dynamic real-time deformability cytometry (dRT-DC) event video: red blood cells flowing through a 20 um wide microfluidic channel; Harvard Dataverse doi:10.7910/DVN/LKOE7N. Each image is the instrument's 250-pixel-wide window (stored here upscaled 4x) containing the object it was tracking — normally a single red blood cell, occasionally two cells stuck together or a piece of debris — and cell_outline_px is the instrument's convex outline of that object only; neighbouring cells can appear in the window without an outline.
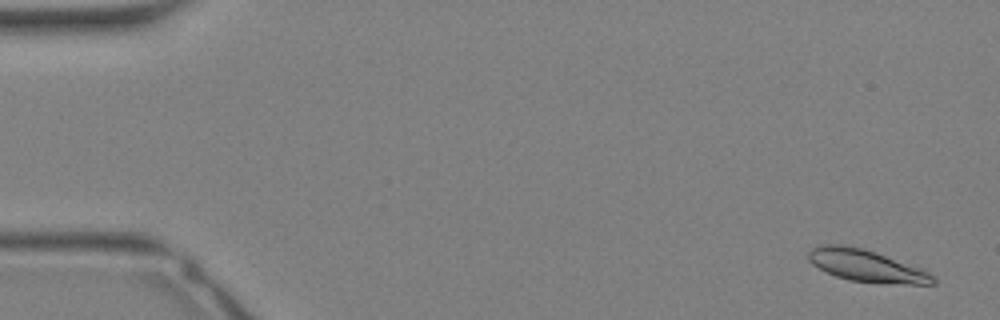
{"species": "Egyptian fruit bat (a non-hibernating species)", "species_latin": "Rousettus aegyptiacus", "temperature_condition": "warm", "stored_images_in_passage": 34, "camera_frame_rate_fps": 3000, "um_per_image_px": 0.085, "animal": {"sex": "female"}, "frame": {"image": 1, "passage_image": 1, "time_ms": 0.0, "image_size_px": [1000, 320], "cell_outline_px": [[936, 284], [884, 284], [848, 280], [836, 276], [812, 264], [808, 260], [808, 252], [812, 248], [820, 244], [840, 244], [864, 248], [924, 268], [936, 280]], "centroid_in_image_um": [73.68, 22.59], "position_along_channel_um": 11.3, "area_um2": 23.58}}
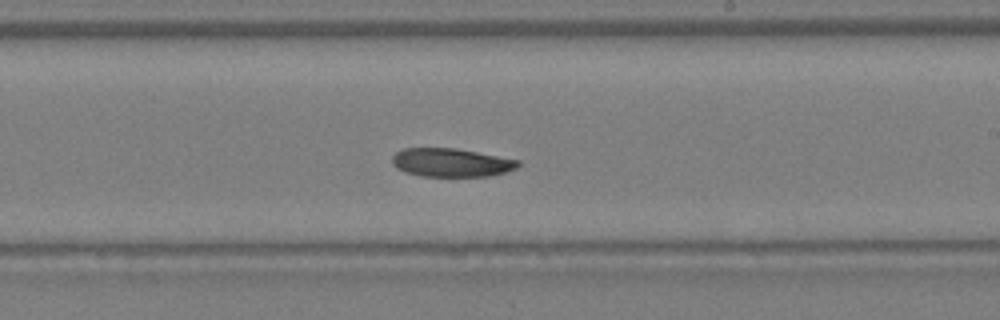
{"frame": {"image": 2, "passage_image": 20, "time_ms": 6.333, "image_size_px": [1000, 320], "cell_outline_px": [[520, 164], [516, 168], [504, 172], [488, 176], [420, 176], [404, 172], [396, 168], [392, 164], [392, 156], [396, 152], [404, 148], [456, 148], [520, 160]], "centroid_in_image_um": [38.32, 13.81], "position_along_channel_um": 250.7, "area_um2": 20.92}}
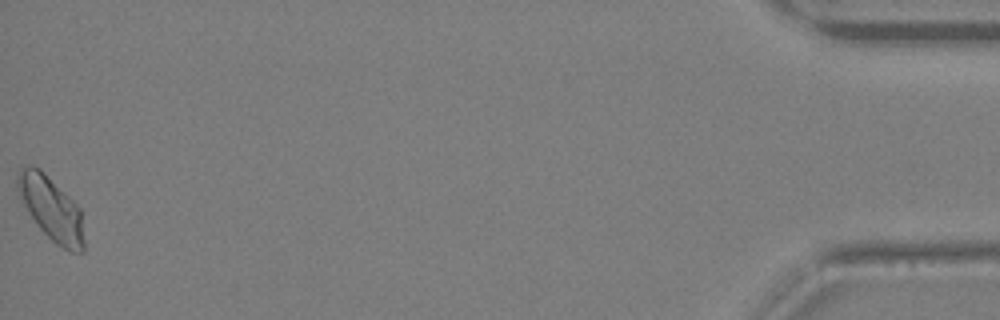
{"frame": {"image": 3, "passage_image": 34, "time_ms": 11.0, "image_size_px": [1000, 320], "cell_outline_px": [[84, 252], [68, 252], [56, 244], [40, 228], [24, 204], [16, 188], [16, 180], [20, 168], [28, 164], [32, 164], [40, 168], [80, 208], [84, 240]], "centroid_in_image_um": [4.35, 17.72], "position_along_channel_um": 430.8, "area_um2": 24.45}}